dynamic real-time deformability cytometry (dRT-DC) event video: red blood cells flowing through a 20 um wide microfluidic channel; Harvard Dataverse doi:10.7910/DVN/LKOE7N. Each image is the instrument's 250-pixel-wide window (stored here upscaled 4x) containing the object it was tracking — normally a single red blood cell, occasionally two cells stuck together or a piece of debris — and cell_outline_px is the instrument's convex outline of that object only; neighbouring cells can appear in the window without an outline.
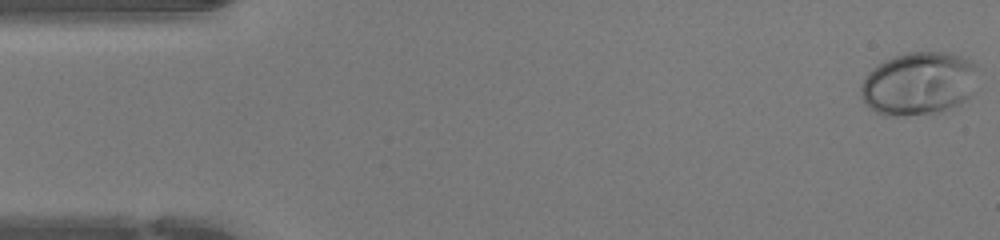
{"species": "human", "species_latin": "Homo sapiens", "temperature_condition": "warm", "stored_images_in_passage": 47, "camera_frame_rate_fps": 3000, "um_per_image_px": 0.085, "donor": {"sex": "female"}, "frame": {"image": 1, "passage_image": 1, "time_ms": 0.0, "image_size_px": [1000, 240], "cell_outline_px": [[976, 68], [972, 92], [960, 104], [940, 112], [904, 116], [884, 116], [868, 108], [864, 104], [860, 96], [860, 84], [868, 72], [872, 68], [884, 60], [908, 52], [944, 52], [960, 56], [972, 64]], "centroid_in_image_um": [78.0, 7.13], "position_along_channel_um": 7.0, "area_um2": 43.06}}
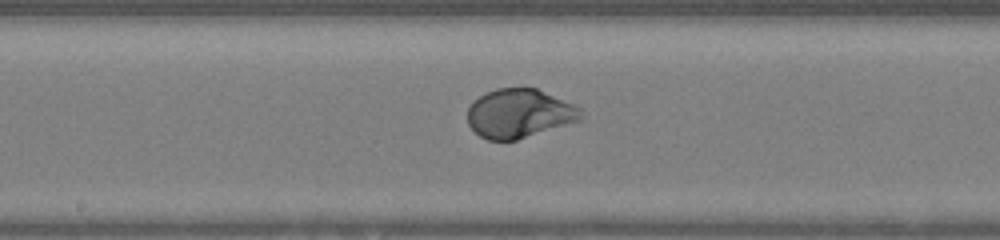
{"frame": {"image": 2, "passage_image": 24, "time_ms": 7.667, "image_size_px": [1000, 240], "cell_outline_px": [[584, 116], [580, 120], [516, 140], [488, 140], [480, 136], [468, 124], [468, 108], [480, 96], [496, 88], [536, 88], [576, 104], [580, 108]], "centroid_in_image_um": [44.17, 9.64], "position_along_channel_um": 204.0, "area_um2": 32.14}}
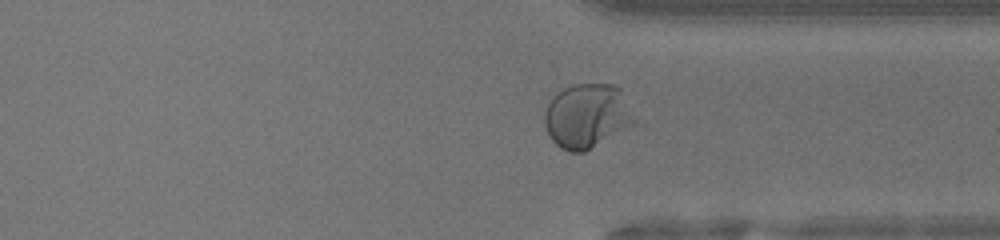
{"frame": {"image": 3, "passage_image": 35, "time_ms": 11.333, "image_size_px": [1000, 240], "cell_outline_px": [[636, 124], [584, 152], [568, 152], [560, 148], [552, 140], [544, 124], [544, 116], [548, 104], [564, 88], [576, 84], [616, 84], [620, 88], [636, 120]], "centroid_in_image_um": [49.92, 9.87], "position_along_channel_um": 361.5, "area_um2": 33.52}, "authors_computed_cell_mechanics": {"area_um2": 34.0442, "velocity_mm_per_s": 4.2983, "shape_relaxation_time_tau1_ms": 3.2156, "shape_relaxation_time_tau2_ms": null, "deformation_change_tau1": 0.1983, "deformation_change_tau2": null}}